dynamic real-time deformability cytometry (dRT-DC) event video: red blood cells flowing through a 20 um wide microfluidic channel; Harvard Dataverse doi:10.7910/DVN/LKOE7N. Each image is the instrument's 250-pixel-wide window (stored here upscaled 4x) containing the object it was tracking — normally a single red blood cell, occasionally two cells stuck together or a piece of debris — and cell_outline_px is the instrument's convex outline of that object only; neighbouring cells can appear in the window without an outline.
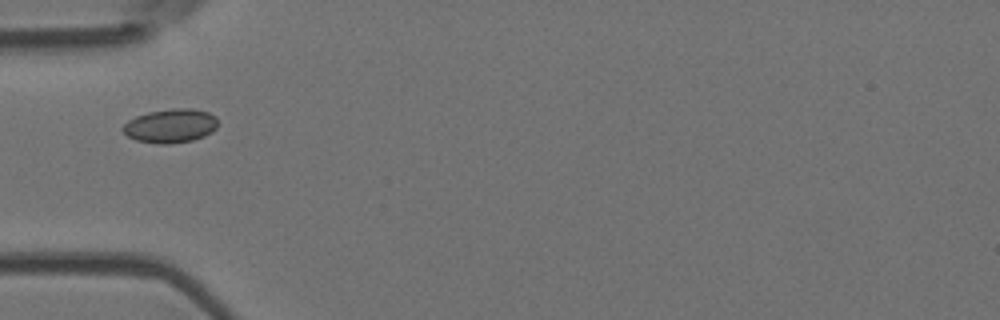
{"species": "Egyptian fruit bat (a non-hibernating species)", "species_latin": "Rousettus aegyptiacus", "temperature_condition": "room temperature", "stored_images_in_passage": 8, "camera_frame_rate_fps": 3000, "um_per_image_px": 0.085, "animal": {"sex": "female"}, "frame": {"image": 1, "passage_image": 4, "time_ms": 3.667, "image_size_px": [1000, 320], "cell_outline_px": [[216, 128], [212, 132], [204, 136], [192, 140], [172, 144], [156, 144], [136, 140], [128, 136], [120, 128], [128, 120], [136, 116], [148, 112], [172, 108], [192, 108], [208, 112], [216, 116]], "centroid_in_image_um": [14.48, 10.69], "position_along_channel_um": 70.5, "area_um2": 18.9}}
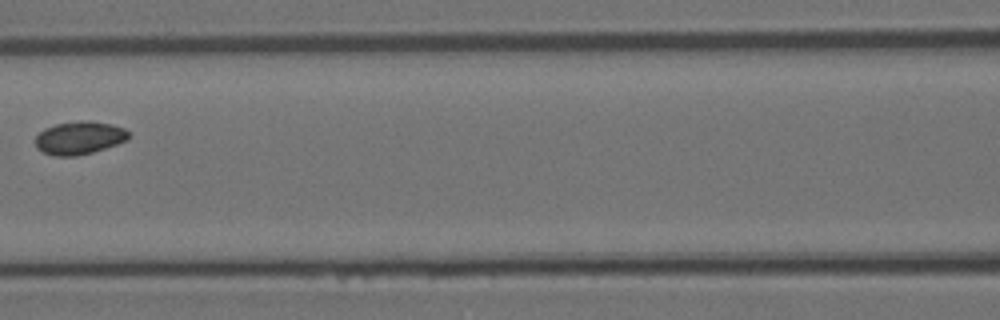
{"frame": {"image": 2, "passage_image": 6, "time_ms": 6.0, "image_size_px": [1000, 320], "cell_outline_px": [[132, 136], [128, 140], [92, 152], [76, 156], [56, 156], [44, 152], [36, 148], [36, 136], [44, 128], [56, 124], [80, 120], [88, 120], [112, 124], [124, 128], [132, 132]], "centroid_in_image_um": [6.79, 11.7], "position_along_channel_um": 159.8, "area_um2": 18.09}}
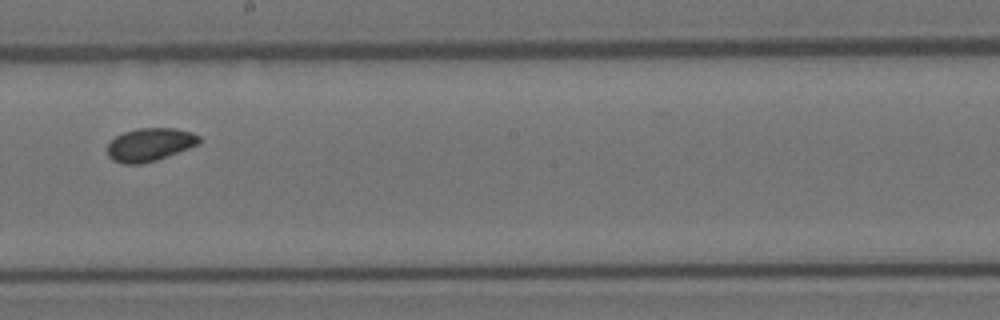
{"frame": {"image": 3, "passage_image": 8, "time_ms": 8.0, "image_size_px": [1000, 320], "cell_outline_px": [[200, 140], [196, 144], [188, 148], [156, 160], [140, 164], [124, 164], [112, 160], [108, 156], [108, 144], [116, 136], [124, 132], [140, 128], [176, 128], [192, 132], [200, 136]], "centroid_in_image_um": [12.72, 12.29], "position_along_channel_um": 235.5, "area_um2": 17.51}}